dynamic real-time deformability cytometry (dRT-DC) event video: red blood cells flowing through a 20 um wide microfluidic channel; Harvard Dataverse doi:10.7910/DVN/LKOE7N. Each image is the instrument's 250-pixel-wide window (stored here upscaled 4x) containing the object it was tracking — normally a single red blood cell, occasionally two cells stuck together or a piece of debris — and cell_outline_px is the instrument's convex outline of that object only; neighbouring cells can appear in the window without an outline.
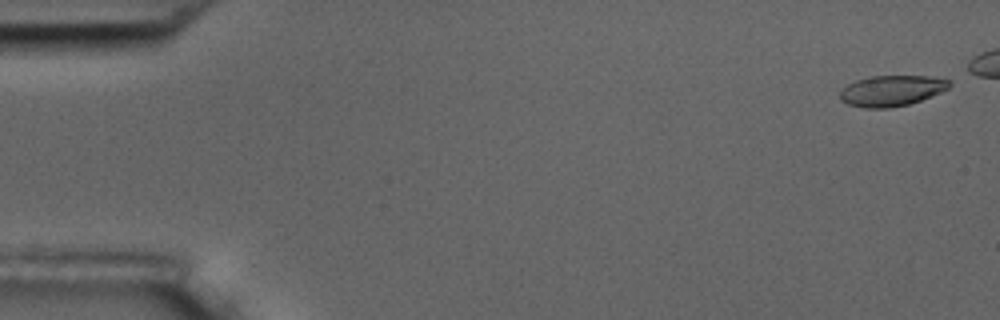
{"species": "common noctule bat (a hibernating species)", "species_latin": "Nyctalus noctula", "temperature_condition": "room temperature", "stored_images_in_passage": 6, "camera_frame_rate_fps": 3000, "um_per_image_px": 0.085, "animal": {"sex": "male", "body_mass_g": 17.5, "forearm_length_mm": 52.3}, "frame": {"image": 1, "passage_image": 1, "time_ms": 0.0, "image_size_px": [1000, 320], "cell_outline_px": [[952, 84], [948, 88], [940, 92], [920, 100], [908, 104], [888, 108], [864, 108], [848, 104], [840, 100], [840, 92], [848, 84], [856, 80], [872, 76], [928, 76], [952, 80]], "centroid_in_image_um": [75.79, 7.7], "position_along_channel_um": 9.2, "area_um2": 19.48}}
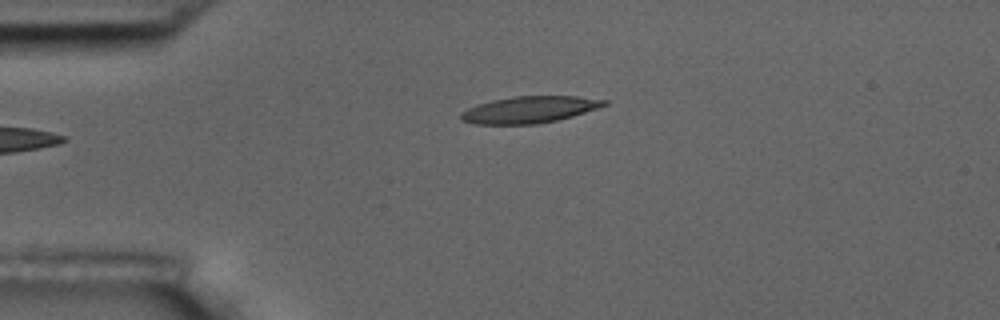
{"frame": {"image": 2, "passage_image": 6, "time_ms": 6.0, "image_size_px": [1000, 320], "cell_outline_px": [[608, 104], [572, 116], [556, 120], [536, 124], [472, 124], [460, 120], [460, 112], [476, 104], [492, 100], [512, 96], [576, 96], [608, 100]], "centroid_in_image_um": [44.94, 9.31], "position_along_channel_um": 40.1, "area_um2": 22.31}}